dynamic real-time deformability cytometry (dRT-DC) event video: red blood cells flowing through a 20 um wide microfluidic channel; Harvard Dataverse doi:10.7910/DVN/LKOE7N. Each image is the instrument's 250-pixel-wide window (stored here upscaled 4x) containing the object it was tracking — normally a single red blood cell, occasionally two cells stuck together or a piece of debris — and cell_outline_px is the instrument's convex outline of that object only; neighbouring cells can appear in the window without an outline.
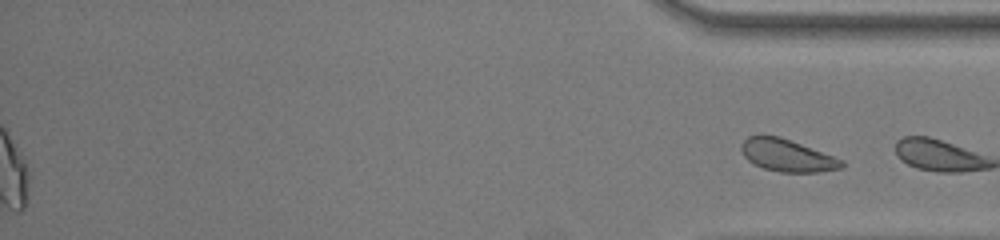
{"species": "common noctule bat (a hibernating species)", "species_latin": "Nyctalus noctula", "temperature_condition": "room temperature", "stored_images_in_passage": 43, "segment_of_instrument_passage": [2, 2], "camera_frame_rate_fps": 3000, "um_per_image_px": 0.085, "animal": {"sex": "female", "body_mass_g": 22.0, "forearm_length_mm": 56.7}, "frame": {"image": 1, "passage_image": 43, "time_ms": 14.0, "image_size_px": [1000, 240], "cell_outline_px": [[844, 168], [820, 172], [780, 172], [764, 168], [752, 164], [744, 156], [740, 148], [740, 144], [748, 136], [780, 136], [844, 160]], "centroid_in_image_um": [66.91, 13.22], "position_along_channel_um": 368.3, "area_um2": 18.9}}